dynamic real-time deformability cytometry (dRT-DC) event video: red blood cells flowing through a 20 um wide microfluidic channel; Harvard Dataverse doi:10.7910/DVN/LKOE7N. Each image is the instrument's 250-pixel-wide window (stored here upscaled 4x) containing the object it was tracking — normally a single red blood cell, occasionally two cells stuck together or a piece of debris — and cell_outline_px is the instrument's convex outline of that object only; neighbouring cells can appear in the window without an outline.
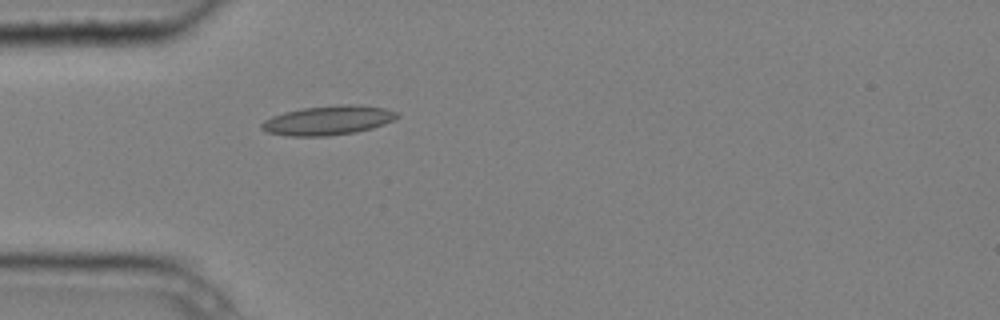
{"species": "common noctule bat (a hibernating species)", "species_latin": "Nyctalus noctula", "temperature_condition": "cold", "stored_images_in_passage": 2, "camera_frame_rate_fps": 3000, "um_per_image_px": 0.085, "animal": {"sex": "male", "body_mass_g": 20.4}, "frame": {"image": 1, "passage_image": 2, "time_ms": 0.333, "image_size_px": [1000, 320], "cell_outline_px": [[400, 116], [384, 124], [372, 128], [356, 132], [328, 136], [288, 136], [268, 132], [260, 128], [260, 124], [264, 120], [272, 116], [284, 112], [304, 108], [340, 104], [356, 104], [384, 108], [400, 112]], "centroid_in_image_um": [27.9, 10.22], "position_along_channel_um": 57.1, "area_um2": 23.24}}